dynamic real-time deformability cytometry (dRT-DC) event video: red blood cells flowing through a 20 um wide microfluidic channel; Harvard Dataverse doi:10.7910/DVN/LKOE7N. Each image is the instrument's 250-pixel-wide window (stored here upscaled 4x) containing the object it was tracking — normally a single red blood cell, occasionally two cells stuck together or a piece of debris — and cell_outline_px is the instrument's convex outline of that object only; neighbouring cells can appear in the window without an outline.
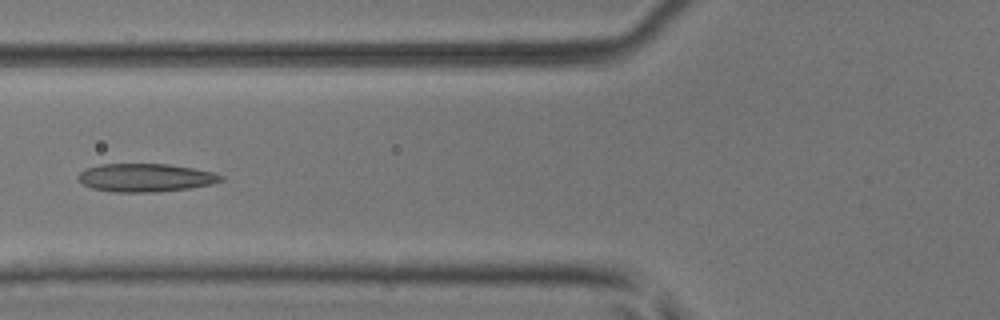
{"species": "common noctule bat (a hibernating species)", "species_latin": "Nyctalus noctula", "temperature_condition": "room temperature", "stored_images_in_passage": 5, "camera_frame_rate_fps": 3000, "um_per_image_px": 0.085, "animal": {"sex": "male", "body_mass_g": 17.9, "forearm_length_mm": 54.2}, "frame": {"image": 1, "passage_image": 5, "time_ms": 1.333, "image_size_px": [1000, 320], "cell_outline_px": [[224, 180], [212, 184], [188, 188], [156, 192], [112, 192], [92, 188], [84, 184], [76, 176], [80, 172], [88, 168], [100, 164], [168, 164], [192, 168], [212, 172], [224, 176]], "centroid_in_image_um": [12.37, 15.1], "position_along_channel_um": 113.4, "area_um2": 23.35}}